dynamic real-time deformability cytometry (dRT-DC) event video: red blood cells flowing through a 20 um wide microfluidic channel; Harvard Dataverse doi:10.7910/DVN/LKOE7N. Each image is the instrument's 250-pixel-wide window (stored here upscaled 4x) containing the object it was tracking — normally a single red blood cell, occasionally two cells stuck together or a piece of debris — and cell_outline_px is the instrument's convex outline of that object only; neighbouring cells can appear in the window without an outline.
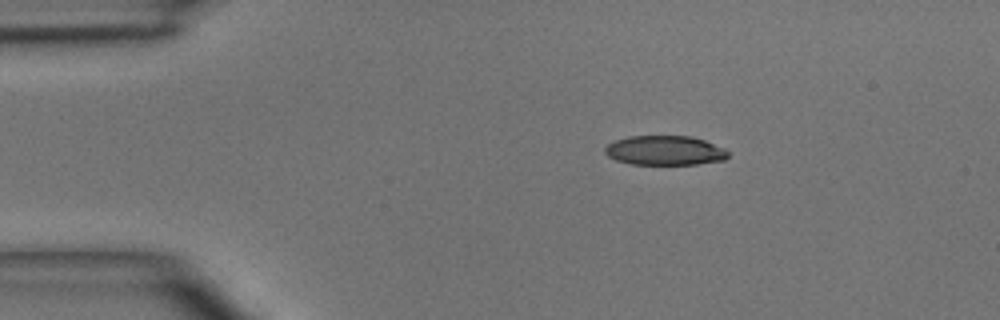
{"species": "common noctule bat (a hibernating species)", "species_latin": "Nyctalus noctula", "temperature_condition": "room temperature", "stored_images_in_passage": 6, "camera_frame_rate_fps": 3000, "um_per_image_px": 0.085, "animal": {"sex": "male", "body_mass_g": 15.6}, "frame": {"image": 1, "passage_image": 2, "time_ms": 1.333, "image_size_px": [1000, 320], "cell_outline_px": [[728, 156], [724, 160], [696, 164], [632, 164], [616, 160], [608, 156], [604, 152], [604, 148], [612, 140], [628, 136], [692, 136], [704, 140], [724, 148], [728, 152]], "centroid_in_image_um": [56.48, 12.78], "position_along_channel_um": 28.5, "area_um2": 21.21}}
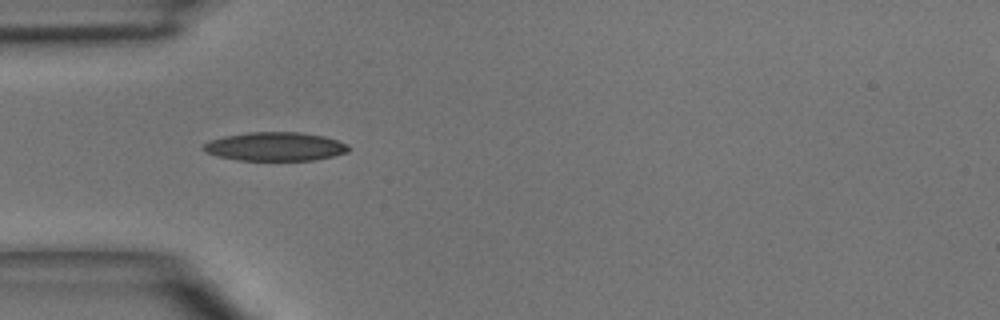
{"frame": {"image": 2, "passage_image": 4, "time_ms": 3.333, "image_size_px": [1000, 320], "cell_outline_px": [[348, 152], [332, 156], [312, 160], [236, 160], [220, 156], [208, 152], [200, 148], [208, 140], [224, 136], [248, 132], [300, 132], [324, 136], [348, 144]], "centroid_in_image_um": [23.37, 12.45], "position_along_channel_um": 61.6, "area_um2": 24.16}}
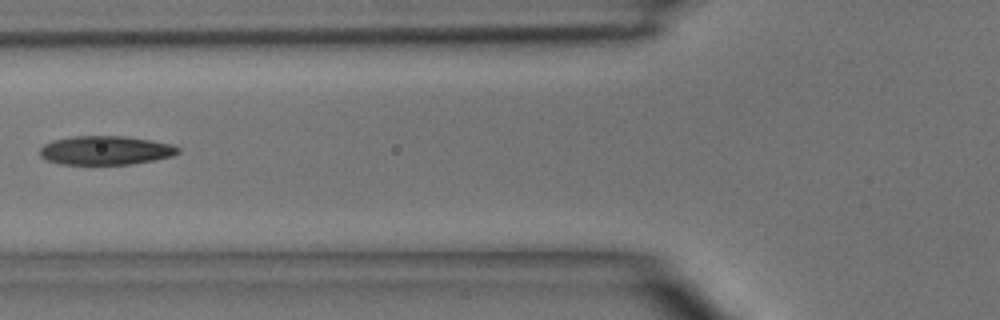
{"frame": {"image": 3, "passage_image": 5, "time_ms": 4.667, "image_size_px": [1000, 320], "cell_outline_px": [[180, 152], [172, 156], [156, 160], [132, 164], [60, 164], [48, 160], [40, 156], [40, 148], [44, 144], [52, 140], [72, 136], [124, 136], [172, 144], [180, 148]], "centroid_in_image_um": [8.98, 12.78], "position_along_channel_um": 116.8, "area_um2": 23.29}}